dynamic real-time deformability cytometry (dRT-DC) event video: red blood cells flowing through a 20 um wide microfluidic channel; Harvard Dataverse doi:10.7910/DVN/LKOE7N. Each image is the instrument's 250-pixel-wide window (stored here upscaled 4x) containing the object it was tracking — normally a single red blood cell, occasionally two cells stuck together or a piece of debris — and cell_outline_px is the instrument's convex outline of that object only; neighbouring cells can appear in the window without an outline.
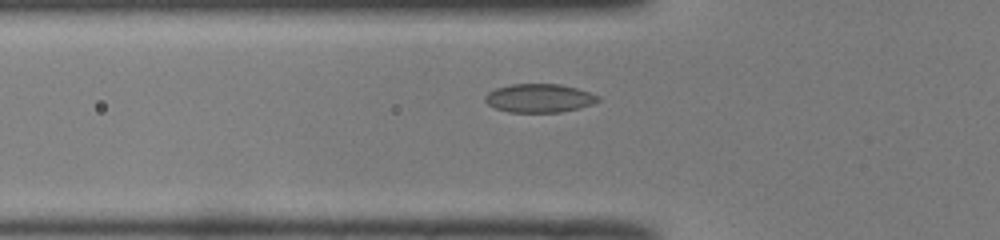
{"species": "common noctule bat (a hibernating species)", "species_latin": "Nyctalus noctula", "temperature_condition": "room temperature", "stored_images_in_passage": 39, "camera_frame_rate_fps": 3000, "um_per_image_px": 0.085, "animal": {"sex": "male", "body_mass_g": 19.0, "forearm_length_mm": 50.8}, "frame": {"image": 1, "passage_image": 12, "time_ms": 3.667, "image_size_px": [1000, 240], "cell_outline_px": [[600, 100], [592, 104], [580, 108], [560, 112], [508, 112], [496, 108], [488, 104], [484, 100], [484, 96], [488, 92], [496, 88], [512, 84], [560, 84], [576, 88], [600, 96]], "centroid_in_image_um": [45.83, 8.34], "position_along_channel_um": 80.0, "area_um2": 18.79}}
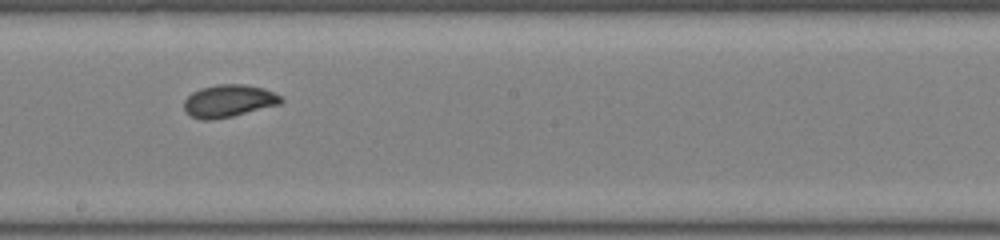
{"frame": {"image": 2, "passage_image": 23, "time_ms": 7.333, "image_size_px": [1000, 240], "cell_outline_px": [[284, 100], [280, 104], [232, 116], [212, 120], [200, 120], [184, 112], [184, 100], [192, 92], [200, 88], [216, 84], [244, 84], [264, 88], [280, 96]], "centroid_in_image_um": [19.4, 8.58], "position_along_channel_um": 228.8, "area_um2": 18.38}}
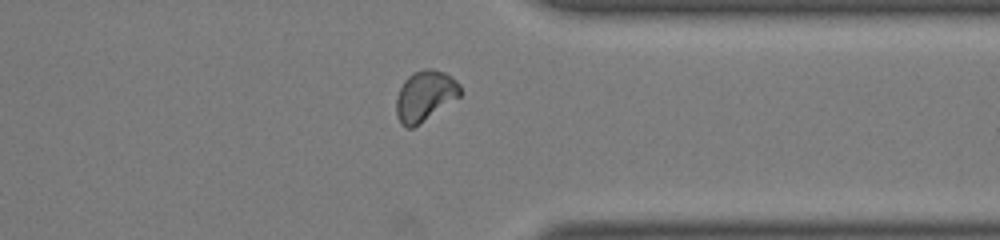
{"frame": {"image": 3, "passage_image": 34, "time_ms": 11.0, "image_size_px": [1000, 240], "cell_outline_px": [[460, 96], [412, 128], [404, 128], [400, 124], [396, 116], [396, 96], [404, 80], [408, 76], [424, 68], [432, 68], [444, 72], [452, 76], [460, 84]], "centroid_in_image_um": [36.1, 8.14], "position_along_channel_um": 375.3, "area_um2": 18.79}}